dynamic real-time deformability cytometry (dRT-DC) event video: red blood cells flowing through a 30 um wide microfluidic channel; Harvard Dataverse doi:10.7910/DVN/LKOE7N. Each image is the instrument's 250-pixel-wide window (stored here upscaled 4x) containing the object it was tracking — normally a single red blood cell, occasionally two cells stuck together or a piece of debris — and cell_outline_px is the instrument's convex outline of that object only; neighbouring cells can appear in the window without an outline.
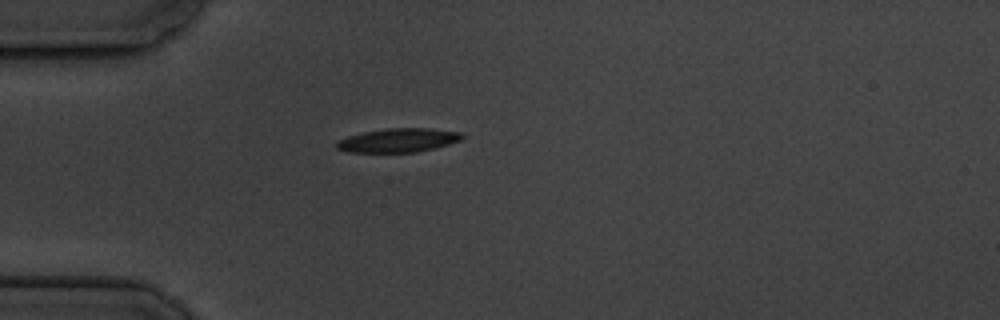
{"species": "common noctule bat (a hibernating species)", "species_latin": "Nyctalus noctula", "temperature_condition": "cold", "stored_images_in_passage": 10, "camera_frame_rate_fps": 3000, "um_per_image_px": 0.085, "animal": {"sex": "male", "body_mass_g": 19.5, "forearm_length_mm": 54.6}, "frame": {"image": 1, "passage_image": 1, "time_ms": 0.0, "image_size_px": [1000, 320], "cell_outline_px": [[464, 136], [460, 140], [448, 144], [416, 152], [348, 152], [336, 148], [336, 144], [340, 140], [348, 136], [364, 132], [388, 128], [428, 128], [460, 132]], "centroid_in_image_um": [33.84, 11.92], "position_along_channel_um": 51.2, "area_um2": 17.17}}
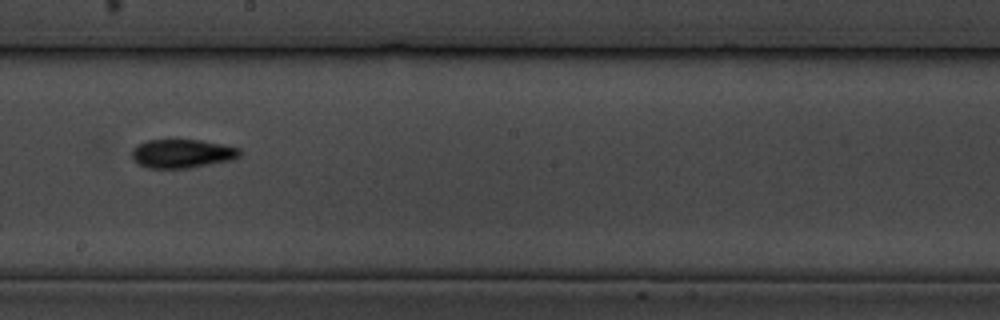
{"frame": {"image": 2, "passage_image": 6, "time_ms": 5.667, "image_size_px": [1000, 320], "cell_outline_px": [[240, 156], [232, 160], [188, 168], [148, 168], [136, 164], [132, 160], [132, 148], [136, 144], [148, 140], [200, 140], [224, 144], [240, 148]], "centroid_in_image_um": [15.45, 13.05], "position_along_channel_um": 232.8, "area_um2": 18.26}}
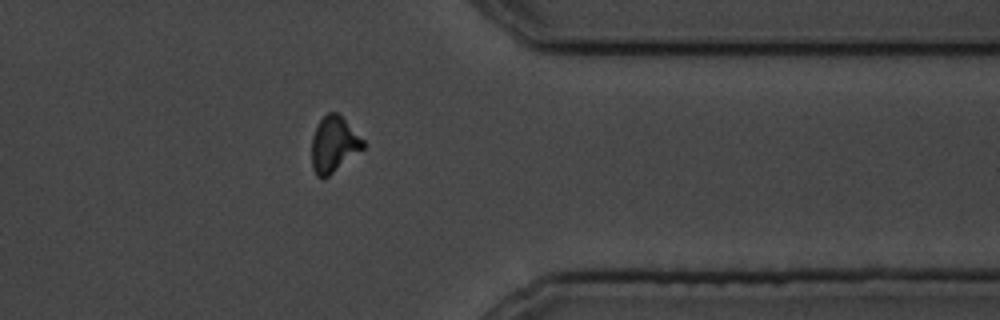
{"frame": {"image": 3, "passage_image": 10, "time_ms": 10.333, "image_size_px": [1000, 320], "cell_outline_px": [[368, 144], [364, 148], [328, 176], [316, 176], [312, 168], [312, 136], [320, 120], [328, 112], [336, 112]], "centroid_in_image_um": [28.38, 12.27], "position_along_channel_um": 383.0, "area_um2": 16.42}, "authors_computed_cell_mechanics": {"area_um2": 17.6579, "velocity_mm_per_s": 3.416, "shape_relaxation_time_tau1_ms": 3.4601, "shape_relaxation_time_tau2_ms": null, "deformation_change_tau1": 0.1277, "deformation_change_tau2": null}}